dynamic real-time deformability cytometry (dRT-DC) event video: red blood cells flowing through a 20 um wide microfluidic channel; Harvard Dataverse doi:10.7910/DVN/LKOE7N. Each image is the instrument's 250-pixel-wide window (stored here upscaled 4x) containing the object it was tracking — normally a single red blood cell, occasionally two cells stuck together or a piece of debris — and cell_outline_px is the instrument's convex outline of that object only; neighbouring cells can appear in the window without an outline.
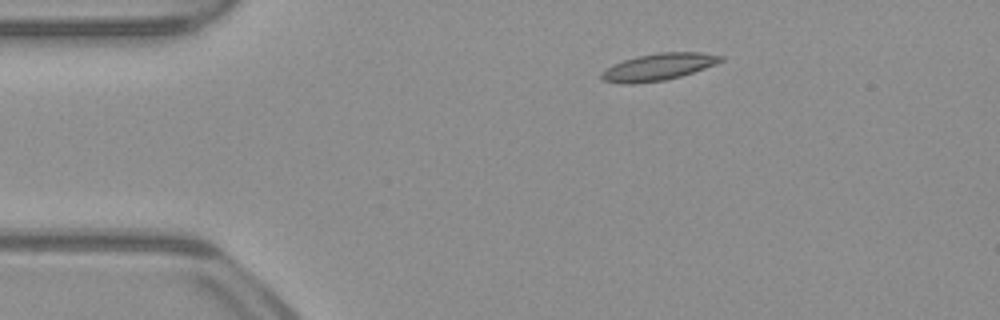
{"species": "common noctule bat (a hibernating species)", "species_latin": "Nyctalus noctula", "temperature_condition": "warm", "stored_images_in_passage": 44, "camera_frame_rate_fps": 3000, "um_per_image_px": 0.085, "animal": {"sex": "male", "body_mass_g": 23.1, "forearm_length_mm": 52.7}, "frame": {"image": 1, "passage_image": 1, "time_ms": 0.0, "image_size_px": [1000, 320], "cell_outline_px": [[724, 60], [716, 64], [680, 76], [664, 80], [636, 84], [620, 84], [604, 80], [600, 76], [600, 72], [612, 64], [636, 56], [660, 52], [704, 52], [724, 56]], "centroid_in_image_um": [55.94, 5.68], "position_along_channel_um": 29.1, "area_um2": 18.84}}
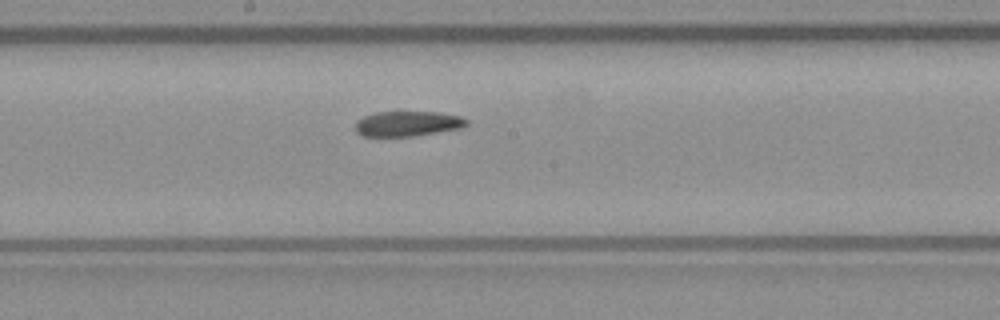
{"frame": {"image": 2, "passage_image": 19, "time_ms": 6.0, "image_size_px": [1000, 320], "cell_outline_px": [[468, 124], [464, 128], [412, 136], [360, 136], [356, 132], [356, 120], [364, 116], [376, 112], [440, 112], [460, 116], [468, 120]], "centroid_in_image_um": [34.66, 10.51], "position_along_channel_um": 213.5, "area_um2": 16.42}}
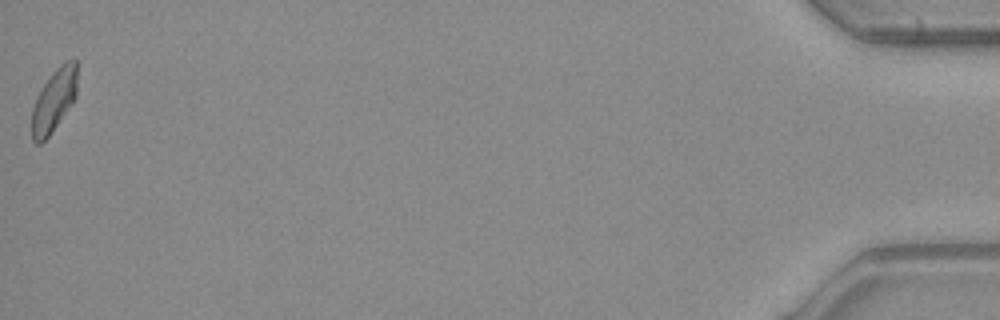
{"frame": {"image": 3, "passage_image": 44, "time_ms": 14.333, "image_size_px": [1000, 320], "cell_outline_px": [[76, 96], [48, 136], [40, 144], [36, 144], [32, 140], [32, 108], [36, 96], [40, 88], [52, 72], [60, 64], [68, 60], [76, 60]], "centroid_in_image_um": [4.55, 8.51], "position_along_channel_um": 430.7, "area_um2": 16.3}, "authors_computed_cell_mechanics": {"area_um2": 17.4845, "velocity_mm_per_s": 3.9163, "shape_relaxation_time_tau1_ms": 8.3339, "shape_relaxation_time_tau2_ms": 3.7933, "deformation_change_tau1": 0.1656, "deformation_change_tau2": 0.0902}}